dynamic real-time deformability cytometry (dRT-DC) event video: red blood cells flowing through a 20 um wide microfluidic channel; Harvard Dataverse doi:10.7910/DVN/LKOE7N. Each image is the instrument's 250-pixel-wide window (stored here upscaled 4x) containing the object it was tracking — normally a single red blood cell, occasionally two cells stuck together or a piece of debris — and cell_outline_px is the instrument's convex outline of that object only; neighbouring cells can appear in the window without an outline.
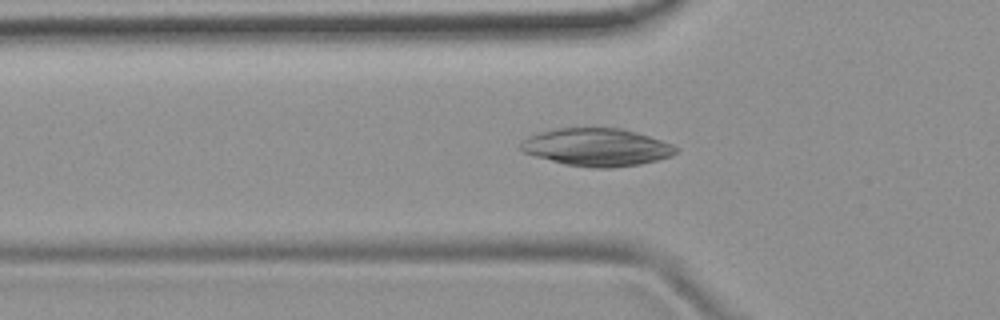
{"species": "common noctule bat (a hibernating species)", "species_latin": "Nyctalus noctula", "temperature_condition": "room temperature", "stored_images_in_passage": 49, "camera_frame_rate_fps": 3000, "um_per_image_px": 0.085, "animal": {"sex": "female", "body_mass_g": 19.9}, "frame": {"image": 1, "passage_image": 14, "time_ms": 4.333, "image_size_px": [1000, 320], "cell_outline_px": [[680, 148], [672, 156], [640, 164], [612, 168], [592, 168], [564, 164], [536, 156], [524, 152], [520, 148], [520, 144], [528, 136], [540, 132], [556, 128], [620, 128], [636, 132], [672, 144]], "centroid_in_image_um": [50.74, 12.52], "position_along_channel_um": 75.1, "area_um2": 33.99}}
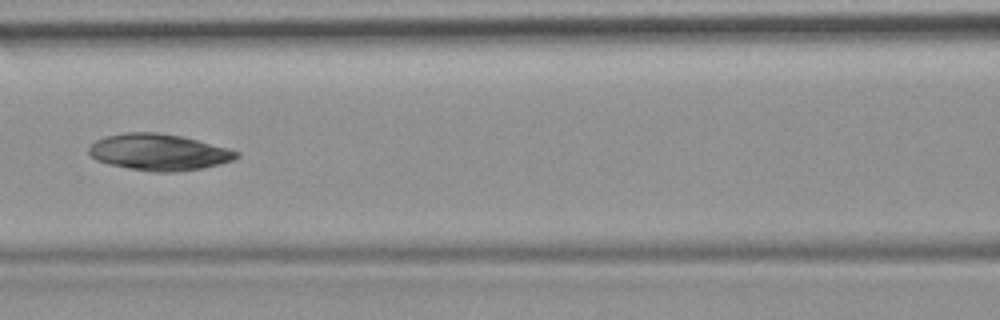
{"frame": {"image": 2, "passage_image": 20, "time_ms": 6.333, "image_size_px": [1000, 320], "cell_outline_px": [[240, 156], [232, 160], [220, 164], [204, 168], [176, 172], [152, 172], [128, 168], [108, 164], [96, 160], [88, 152], [88, 148], [96, 140], [108, 136], [124, 132], [156, 132], [180, 136], [228, 148], [240, 152]], "centroid_in_image_um": [13.5, 12.94], "position_along_channel_um": 153.1, "area_um2": 31.33}}
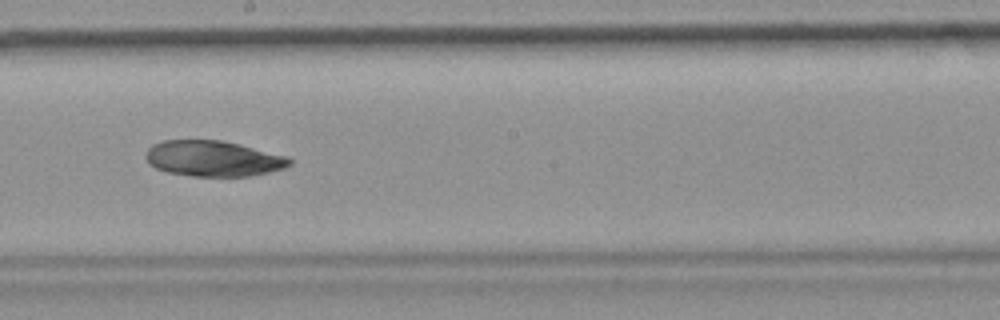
{"frame": {"image": 3, "passage_image": 26, "time_ms": 8.333, "image_size_px": [1000, 320], "cell_outline_px": [[292, 164], [284, 168], [252, 176], [192, 176], [168, 172], [156, 168], [148, 164], [144, 156], [148, 148], [152, 144], [164, 140], [220, 140], [288, 156], [292, 160]], "centroid_in_image_um": [18.1, 13.48], "position_along_channel_um": 230.1, "area_um2": 29.94}}